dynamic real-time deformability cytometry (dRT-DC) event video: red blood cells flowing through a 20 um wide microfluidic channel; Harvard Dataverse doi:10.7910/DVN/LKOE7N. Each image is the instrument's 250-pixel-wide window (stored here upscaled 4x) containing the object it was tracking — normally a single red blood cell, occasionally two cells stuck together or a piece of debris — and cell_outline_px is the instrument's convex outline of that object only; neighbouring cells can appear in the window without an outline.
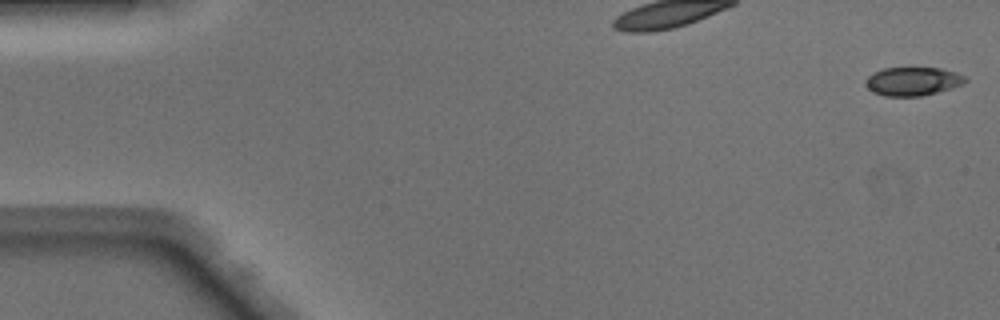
{"species": "Egyptian fruit bat (a non-hibernating species)", "species_latin": "Rousettus aegyptiacus", "temperature_condition": "warm", "stored_images_in_passage": 48, "camera_frame_rate_fps": 3000, "um_per_image_px": 0.085, "animal": {"sex": "male"}, "frame": {"image": 1, "passage_image": 1, "time_ms": 0.0, "image_size_px": [1000, 320], "cell_outline_px": [[968, 80], [964, 84], [952, 88], [920, 96], [884, 96], [872, 92], [864, 84], [864, 80], [872, 72], [884, 68], [940, 68], [956, 72], [964, 76]], "centroid_in_image_um": [77.56, 6.91], "position_along_channel_um": 7.4, "area_um2": 16.7}}
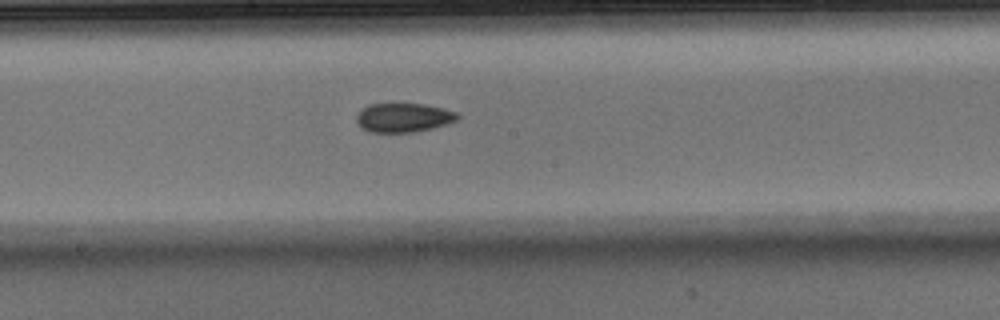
{"frame": {"image": 2, "passage_image": 26, "time_ms": 8.333, "image_size_px": [1000, 320], "cell_outline_px": [[460, 116], [456, 120], [448, 124], [432, 128], [412, 132], [368, 132], [360, 128], [356, 120], [356, 116], [368, 104], [420, 104], [444, 108], [456, 112]], "centroid_in_image_um": [34.29, 10.0], "position_along_channel_um": 213.9, "area_um2": 17.05}}
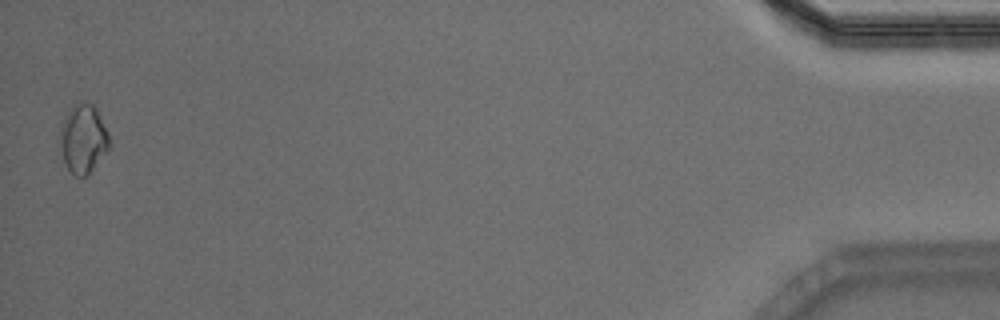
{"frame": {"image": 3, "passage_image": 48, "time_ms": 15.667, "image_size_px": [1000, 320], "cell_outline_px": [[108, 148], [92, 168], [84, 176], [76, 176], [68, 168], [64, 160], [60, 144], [60, 128], [72, 104], [80, 100], [92, 104], [96, 108], [108, 132]], "centroid_in_image_um": [7.05, 11.73], "position_along_channel_um": 428.2, "area_um2": 19.19}, "authors_computed_cell_mechanics": {"area_um2": 17.2244, "velocity_mm_per_s": 4.1626, "shape_relaxation_time_tau1_ms": null, "shape_relaxation_time_tau2_ms": 6.4555, "deformation_change_tau1": null, "deformation_change_tau2": 0.0819}}